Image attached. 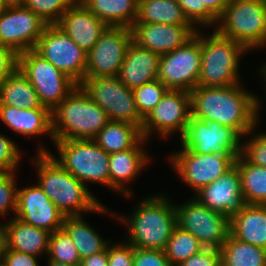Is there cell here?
Instances as JSON below:
<instances>
[{"label":"cell","mask_w":266,"mask_h":266,"mask_svg":"<svg viewBox=\"0 0 266 266\" xmlns=\"http://www.w3.org/2000/svg\"><path fill=\"white\" fill-rule=\"evenodd\" d=\"M57 162L85 186L97 183L109 188L110 154L93 139L54 140Z\"/></svg>","instance_id":"7"},{"label":"cell","mask_w":266,"mask_h":266,"mask_svg":"<svg viewBox=\"0 0 266 266\" xmlns=\"http://www.w3.org/2000/svg\"><path fill=\"white\" fill-rule=\"evenodd\" d=\"M19 2L47 24H56L72 6L70 0H20Z\"/></svg>","instance_id":"37"},{"label":"cell","mask_w":266,"mask_h":266,"mask_svg":"<svg viewBox=\"0 0 266 266\" xmlns=\"http://www.w3.org/2000/svg\"><path fill=\"white\" fill-rule=\"evenodd\" d=\"M47 265L79 266L81 259L67 232L61 228L50 233Z\"/></svg>","instance_id":"34"},{"label":"cell","mask_w":266,"mask_h":266,"mask_svg":"<svg viewBox=\"0 0 266 266\" xmlns=\"http://www.w3.org/2000/svg\"><path fill=\"white\" fill-rule=\"evenodd\" d=\"M131 42L130 28L108 26L87 53L85 77L118 76Z\"/></svg>","instance_id":"17"},{"label":"cell","mask_w":266,"mask_h":266,"mask_svg":"<svg viewBox=\"0 0 266 266\" xmlns=\"http://www.w3.org/2000/svg\"><path fill=\"white\" fill-rule=\"evenodd\" d=\"M18 69L35 89L41 105L51 112L78 85L34 50L19 54Z\"/></svg>","instance_id":"8"},{"label":"cell","mask_w":266,"mask_h":266,"mask_svg":"<svg viewBox=\"0 0 266 266\" xmlns=\"http://www.w3.org/2000/svg\"><path fill=\"white\" fill-rule=\"evenodd\" d=\"M248 52L266 47V0H230L214 28Z\"/></svg>","instance_id":"6"},{"label":"cell","mask_w":266,"mask_h":266,"mask_svg":"<svg viewBox=\"0 0 266 266\" xmlns=\"http://www.w3.org/2000/svg\"><path fill=\"white\" fill-rule=\"evenodd\" d=\"M15 172L0 171V216L16 215L18 188Z\"/></svg>","instance_id":"39"},{"label":"cell","mask_w":266,"mask_h":266,"mask_svg":"<svg viewBox=\"0 0 266 266\" xmlns=\"http://www.w3.org/2000/svg\"><path fill=\"white\" fill-rule=\"evenodd\" d=\"M0 104L25 109L42 106L35 89L19 69L1 83Z\"/></svg>","instance_id":"30"},{"label":"cell","mask_w":266,"mask_h":266,"mask_svg":"<svg viewBox=\"0 0 266 266\" xmlns=\"http://www.w3.org/2000/svg\"><path fill=\"white\" fill-rule=\"evenodd\" d=\"M161 55L131 42L118 74L129 89H135L157 79Z\"/></svg>","instance_id":"24"},{"label":"cell","mask_w":266,"mask_h":266,"mask_svg":"<svg viewBox=\"0 0 266 266\" xmlns=\"http://www.w3.org/2000/svg\"><path fill=\"white\" fill-rule=\"evenodd\" d=\"M220 252L222 266H266V249L240 241L231 234Z\"/></svg>","instance_id":"32"},{"label":"cell","mask_w":266,"mask_h":266,"mask_svg":"<svg viewBox=\"0 0 266 266\" xmlns=\"http://www.w3.org/2000/svg\"><path fill=\"white\" fill-rule=\"evenodd\" d=\"M79 85L106 112L109 121L127 122L142 128L143 118L137 110L133 90L118 76L85 77Z\"/></svg>","instance_id":"9"},{"label":"cell","mask_w":266,"mask_h":266,"mask_svg":"<svg viewBox=\"0 0 266 266\" xmlns=\"http://www.w3.org/2000/svg\"><path fill=\"white\" fill-rule=\"evenodd\" d=\"M47 266H64V265H47Z\"/></svg>","instance_id":"55"},{"label":"cell","mask_w":266,"mask_h":266,"mask_svg":"<svg viewBox=\"0 0 266 266\" xmlns=\"http://www.w3.org/2000/svg\"><path fill=\"white\" fill-rule=\"evenodd\" d=\"M111 244L107 245L108 266H133L134 247L124 240Z\"/></svg>","instance_id":"42"},{"label":"cell","mask_w":266,"mask_h":266,"mask_svg":"<svg viewBox=\"0 0 266 266\" xmlns=\"http://www.w3.org/2000/svg\"><path fill=\"white\" fill-rule=\"evenodd\" d=\"M147 141L143 138L134 148L110 154L109 189L125 198L133 196L128 183L135 181L151 161V157L143 147Z\"/></svg>","instance_id":"21"},{"label":"cell","mask_w":266,"mask_h":266,"mask_svg":"<svg viewBox=\"0 0 266 266\" xmlns=\"http://www.w3.org/2000/svg\"><path fill=\"white\" fill-rule=\"evenodd\" d=\"M84 6L110 27L130 28L138 16V0H88Z\"/></svg>","instance_id":"27"},{"label":"cell","mask_w":266,"mask_h":266,"mask_svg":"<svg viewBox=\"0 0 266 266\" xmlns=\"http://www.w3.org/2000/svg\"><path fill=\"white\" fill-rule=\"evenodd\" d=\"M177 226L195 236L204 248L220 250L230 234V218L210 210L194 197L175 204Z\"/></svg>","instance_id":"10"},{"label":"cell","mask_w":266,"mask_h":266,"mask_svg":"<svg viewBox=\"0 0 266 266\" xmlns=\"http://www.w3.org/2000/svg\"><path fill=\"white\" fill-rule=\"evenodd\" d=\"M200 46L201 68L197 86L226 87L242 83L239 64L242 55L248 51L241 44L221 36L214 29L209 36L200 30Z\"/></svg>","instance_id":"5"},{"label":"cell","mask_w":266,"mask_h":266,"mask_svg":"<svg viewBox=\"0 0 266 266\" xmlns=\"http://www.w3.org/2000/svg\"><path fill=\"white\" fill-rule=\"evenodd\" d=\"M230 234L266 249V205H246L230 218Z\"/></svg>","instance_id":"26"},{"label":"cell","mask_w":266,"mask_h":266,"mask_svg":"<svg viewBox=\"0 0 266 266\" xmlns=\"http://www.w3.org/2000/svg\"><path fill=\"white\" fill-rule=\"evenodd\" d=\"M168 160L182 182L195 193L214 182L235 164L231 155L198 154L186 148L171 153Z\"/></svg>","instance_id":"15"},{"label":"cell","mask_w":266,"mask_h":266,"mask_svg":"<svg viewBox=\"0 0 266 266\" xmlns=\"http://www.w3.org/2000/svg\"><path fill=\"white\" fill-rule=\"evenodd\" d=\"M0 266H7V265L3 261V262H0Z\"/></svg>","instance_id":"53"},{"label":"cell","mask_w":266,"mask_h":266,"mask_svg":"<svg viewBox=\"0 0 266 266\" xmlns=\"http://www.w3.org/2000/svg\"><path fill=\"white\" fill-rule=\"evenodd\" d=\"M165 194L155 193L145 197L136 204L129 216L112 212L111 217L114 216L127 226L125 228H128L129 233L126 242L134 248L165 249L177 226L175 205Z\"/></svg>","instance_id":"3"},{"label":"cell","mask_w":266,"mask_h":266,"mask_svg":"<svg viewBox=\"0 0 266 266\" xmlns=\"http://www.w3.org/2000/svg\"><path fill=\"white\" fill-rule=\"evenodd\" d=\"M257 128V126L254 127L244 136L247 139L248 136L250 138L241 143L240 156L248 163L266 167V132L256 134L257 131L255 129Z\"/></svg>","instance_id":"38"},{"label":"cell","mask_w":266,"mask_h":266,"mask_svg":"<svg viewBox=\"0 0 266 266\" xmlns=\"http://www.w3.org/2000/svg\"><path fill=\"white\" fill-rule=\"evenodd\" d=\"M20 151L15 141L0 133V171L16 172L22 157Z\"/></svg>","instance_id":"41"},{"label":"cell","mask_w":266,"mask_h":266,"mask_svg":"<svg viewBox=\"0 0 266 266\" xmlns=\"http://www.w3.org/2000/svg\"><path fill=\"white\" fill-rule=\"evenodd\" d=\"M0 121L20 137L31 138L47 134L54 143L52 112L44 106L25 109L0 104Z\"/></svg>","instance_id":"23"},{"label":"cell","mask_w":266,"mask_h":266,"mask_svg":"<svg viewBox=\"0 0 266 266\" xmlns=\"http://www.w3.org/2000/svg\"><path fill=\"white\" fill-rule=\"evenodd\" d=\"M18 56L11 48L0 45V85L18 69Z\"/></svg>","instance_id":"45"},{"label":"cell","mask_w":266,"mask_h":266,"mask_svg":"<svg viewBox=\"0 0 266 266\" xmlns=\"http://www.w3.org/2000/svg\"><path fill=\"white\" fill-rule=\"evenodd\" d=\"M243 85L197 86L190 92L191 116L230 127L244 138L250 130L259 126L262 102Z\"/></svg>","instance_id":"1"},{"label":"cell","mask_w":266,"mask_h":266,"mask_svg":"<svg viewBox=\"0 0 266 266\" xmlns=\"http://www.w3.org/2000/svg\"><path fill=\"white\" fill-rule=\"evenodd\" d=\"M235 164L241 177L242 194L248 205H266V167L246 162L240 155Z\"/></svg>","instance_id":"33"},{"label":"cell","mask_w":266,"mask_h":266,"mask_svg":"<svg viewBox=\"0 0 266 266\" xmlns=\"http://www.w3.org/2000/svg\"><path fill=\"white\" fill-rule=\"evenodd\" d=\"M176 2L182 8L187 20L196 29L202 26L204 28H215L217 26L218 19L206 7H200V0H176Z\"/></svg>","instance_id":"40"},{"label":"cell","mask_w":266,"mask_h":266,"mask_svg":"<svg viewBox=\"0 0 266 266\" xmlns=\"http://www.w3.org/2000/svg\"><path fill=\"white\" fill-rule=\"evenodd\" d=\"M201 68L200 29L184 45L161 55L157 79L168 89L191 92Z\"/></svg>","instance_id":"12"},{"label":"cell","mask_w":266,"mask_h":266,"mask_svg":"<svg viewBox=\"0 0 266 266\" xmlns=\"http://www.w3.org/2000/svg\"><path fill=\"white\" fill-rule=\"evenodd\" d=\"M13 216L49 233L61 229L65 218L37 183L18 189L17 211Z\"/></svg>","instance_id":"19"},{"label":"cell","mask_w":266,"mask_h":266,"mask_svg":"<svg viewBox=\"0 0 266 266\" xmlns=\"http://www.w3.org/2000/svg\"><path fill=\"white\" fill-rule=\"evenodd\" d=\"M79 266H108L107 248L82 259Z\"/></svg>","instance_id":"48"},{"label":"cell","mask_w":266,"mask_h":266,"mask_svg":"<svg viewBox=\"0 0 266 266\" xmlns=\"http://www.w3.org/2000/svg\"><path fill=\"white\" fill-rule=\"evenodd\" d=\"M6 250V235L3 224H0V262H3Z\"/></svg>","instance_id":"49"},{"label":"cell","mask_w":266,"mask_h":266,"mask_svg":"<svg viewBox=\"0 0 266 266\" xmlns=\"http://www.w3.org/2000/svg\"><path fill=\"white\" fill-rule=\"evenodd\" d=\"M135 23L192 25L176 0H138Z\"/></svg>","instance_id":"31"},{"label":"cell","mask_w":266,"mask_h":266,"mask_svg":"<svg viewBox=\"0 0 266 266\" xmlns=\"http://www.w3.org/2000/svg\"><path fill=\"white\" fill-rule=\"evenodd\" d=\"M34 51L78 85L85 78L87 53L56 24H47Z\"/></svg>","instance_id":"11"},{"label":"cell","mask_w":266,"mask_h":266,"mask_svg":"<svg viewBox=\"0 0 266 266\" xmlns=\"http://www.w3.org/2000/svg\"><path fill=\"white\" fill-rule=\"evenodd\" d=\"M10 3V0H0V15L6 10Z\"/></svg>","instance_id":"50"},{"label":"cell","mask_w":266,"mask_h":266,"mask_svg":"<svg viewBox=\"0 0 266 266\" xmlns=\"http://www.w3.org/2000/svg\"><path fill=\"white\" fill-rule=\"evenodd\" d=\"M179 266H222L221 252L214 248H204Z\"/></svg>","instance_id":"44"},{"label":"cell","mask_w":266,"mask_h":266,"mask_svg":"<svg viewBox=\"0 0 266 266\" xmlns=\"http://www.w3.org/2000/svg\"><path fill=\"white\" fill-rule=\"evenodd\" d=\"M262 67H260V71H259V74L261 75V76H263V77H261V78H263L262 80H264L263 82L265 83V89H266V65L265 64H263V65H261ZM266 91V90H265Z\"/></svg>","instance_id":"51"},{"label":"cell","mask_w":266,"mask_h":266,"mask_svg":"<svg viewBox=\"0 0 266 266\" xmlns=\"http://www.w3.org/2000/svg\"><path fill=\"white\" fill-rule=\"evenodd\" d=\"M202 249H204V246L195 236L176 226L164 252L171 266H179L183 261Z\"/></svg>","instance_id":"35"},{"label":"cell","mask_w":266,"mask_h":266,"mask_svg":"<svg viewBox=\"0 0 266 266\" xmlns=\"http://www.w3.org/2000/svg\"><path fill=\"white\" fill-rule=\"evenodd\" d=\"M38 257L6 248L4 263L7 266H39Z\"/></svg>","instance_id":"46"},{"label":"cell","mask_w":266,"mask_h":266,"mask_svg":"<svg viewBox=\"0 0 266 266\" xmlns=\"http://www.w3.org/2000/svg\"><path fill=\"white\" fill-rule=\"evenodd\" d=\"M194 195L192 194V197L203 206L229 218L247 205L242 194L241 177L236 164L214 182L200 188Z\"/></svg>","instance_id":"18"},{"label":"cell","mask_w":266,"mask_h":266,"mask_svg":"<svg viewBox=\"0 0 266 266\" xmlns=\"http://www.w3.org/2000/svg\"><path fill=\"white\" fill-rule=\"evenodd\" d=\"M11 2H19L20 0H10Z\"/></svg>","instance_id":"54"},{"label":"cell","mask_w":266,"mask_h":266,"mask_svg":"<svg viewBox=\"0 0 266 266\" xmlns=\"http://www.w3.org/2000/svg\"><path fill=\"white\" fill-rule=\"evenodd\" d=\"M191 116V96L185 90L168 89L160 102L143 119L141 132L143 138L150 139L155 133L161 138L176 136L185 132Z\"/></svg>","instance_id":"14"},{"label":"cell","mask_w":266,"mask_h":266,"mask_svg":"<svg viewBox=\"0 0 266 266\" xmlns=\"http://www.w3.org/2000/svg\"><path fill=\"white\" fill-rule=\"evenodd\" d=\"M37 147V154L31 159L37 168V184L65 216L84 215V212L111 214L89 187L57 162L47 147L40 143Z\"/></svg>","instance_id":"2"},{"label":"cell","mask_w":266,"mask_h":266,"mask_svg":"<svg viewBox=\"0 0 266 266\" xmlns=\"http://www.w3.org/2000/svg\"><path fill=\"white\" fill-rule=\"evenodd\" d=\"M132 41L159 55L174 51L188 42L196 33L193 25L134 23Z\"/></svg>","instance_id":"20"},{"label":"cell","mask_w":266,"mask_h":266,"mask_svg":"<svg viewBox=\"0 0 266 266\" xmlns=\"http://www.w3.org/2000/svg\"><path fill=\"white\" fill-rule=\"evenodd\" d=\"M241 138L230 127L190 116L185 132L179 138V147L198 154L231 155L236 159L241 153Z\"/></svg>","instance_id":"13"},{"label":"cell","mask_w":266,"mask_h":266,"mask_svg":"<svg viewBox=\"0 0 266 266\" xmlns=\"http://www.w3.org/2000/svg\"><path fill=\"white\" fill-rule=\"evenodd\" d=\"M56 25L86 53L93 48L108 27L84 5H72Z\"/></svg>","instance_id":"22"},{"label":"cell","mask_w":266,"mask_h":266,"mask_svg":"<svg viewBox=\"0 0 266 266\" xmlns=\"http://www.w3.org/2000/svg\"><path fill=\"white\" fill-rule=\"evenodd\" d=\"M3 224L6 248L41 257L47 255L50 233L12 216Z\"/></svg>","instance_id":"25"},{"label":"cell","mask_w":266,"mask_h":266,"mask_svg":"<svg viewBox=\"0 0 266 266\" xmlns=\"http://www.w3.org/2000/svg\"><path fill=\"white\" fill-rule=\"evenodd\" d=\"M229 0H200V7H206L217 19L224 13Z\"/></svg>","instance_id":"47"},{"label":"cell","mask_w":266,"mask_h":266,"mask_svg":"<svg viewBox=\"0 0 266 266\" xmlns=\"http://www.w3.org/2000/svg\"><path fill=\"white\" fill-rule=\"evenodd\" d=\"M108 122L106 112L80 85L52 111L54 140L93 139Z\"/></svg>","instance_id":"4"},{"label":"cell","mask_w":266,"mask_h":266,"mask_svg":"<svg viewBox=\"0 0 266 266\" xmlns=\"http://www.w3.org/2000/svg\"><path fill=\"white\" fill-rule=\"evenodd\" d=\"M133 266H171L164 250L134 248Z\"/></svg>","instance_id":"43"},{"label":"cell","mask_w":266,"mask_h":266,"mask_svg":"<svg viewBox=\"0 0 266 266\" xmlns=\"http://www.w3.org/2000/svg\"><path fill=\"white\" fill-rule=\"evenodd\" d=\"M62 228L70 236L77 248L80 259L89 257L95 253L104 251L111 242L104 239L82 215L65 216Z\"/></svg>","instance_id":"28"},{"label":"cell","mask_w":266,"mask_h":266,"mask_svg":"<svg viewBox=\"0 0 266 266\" xmlns=\"http://www.w3.org/2000/svg\"><path fill=\"white\" fill-rule=\"evenodd\" d=\"M88 0H70L72 5H84Z\"/></svg>","instance_id":"52"},{"label":"cell","mask_w":266,"mask_h":266,"mask_svg":"<svg viewBox=\"0 0 266 266\" xmlns=\"http://www.w3.org/2000/svg\"><path fill=\"white\" fill-rule=\"evenodd\" d=\"M167 90L168 88L158 79L133 89L136 107L143 119L160 102Z\"/></svg>","instance_id":"36"},{"label":"cell","mask_w":266,"mask_h":266,"mask_svg":"<svg viewBox=\"0 0 266 266\" xmlns=\"http://www.w3.org/2000/svg\"><path fill=\"white\" fill-rule=\"evenodd\" d=\"M47 23L20 2H11L0 15V45L18 55L34 50Z\"/></svg>","instance_id":"16"},{"label":"cell","mask_w":266,"mask_h":266,"mask_svg":"<svg viewBox=\"0 0 266 266\" xmlns=\"http://www.w3.org/2000/svg\"><path fill=\"white\" fill-rule=\"evenodd\" d=\"M142 139L143 135L138 126L120 121H109L93 138L108 154L134 148Z\"/></svg>","instance_id":"29"}]
</instances>
